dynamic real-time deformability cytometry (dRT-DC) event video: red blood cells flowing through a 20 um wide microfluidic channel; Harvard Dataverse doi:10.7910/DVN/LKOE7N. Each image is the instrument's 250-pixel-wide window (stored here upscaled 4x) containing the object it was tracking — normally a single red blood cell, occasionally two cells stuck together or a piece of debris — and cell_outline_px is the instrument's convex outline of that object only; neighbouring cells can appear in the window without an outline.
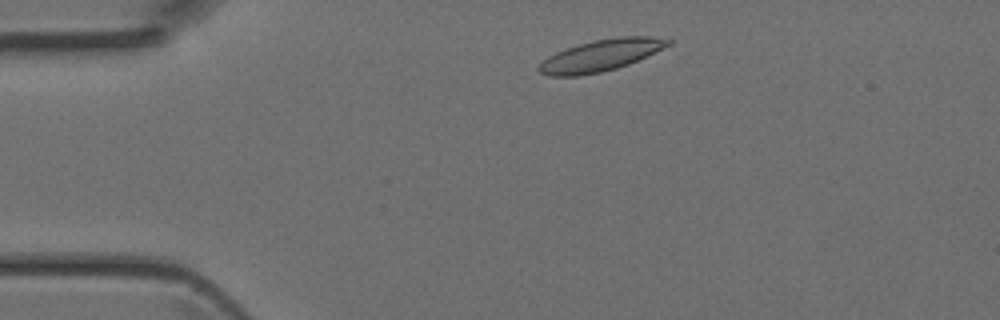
{"species": "Egyptian fruit bat (a non-hibernating species)", "species_latin": "Rousettus aegyptiacus", "temperature_condition": "room temperature", "stored_images_in_passage": 38, "camera_frame_rate_fps": 3000, "um_per_image_px": 0.085, "animal": {"sex": "female"}, "frame": {"image": 1, "passage_image": 3, "time_ms": 0.667, "image_size_px": [1000, 320], "cell_outline_px": [[672, 44], [628, 64], [616, 68], [600, 72], [576, 76], [548, 76], [540, 72], [536, 68], [548, 56], [556, 52], [580, 44], [596, 40], [616, 36], [652, 36], [672, 40]], "centroid_in_image_um": [51.07, 4.7], "position_along_channel_um": 33.9, "area_um2": 23.47}}
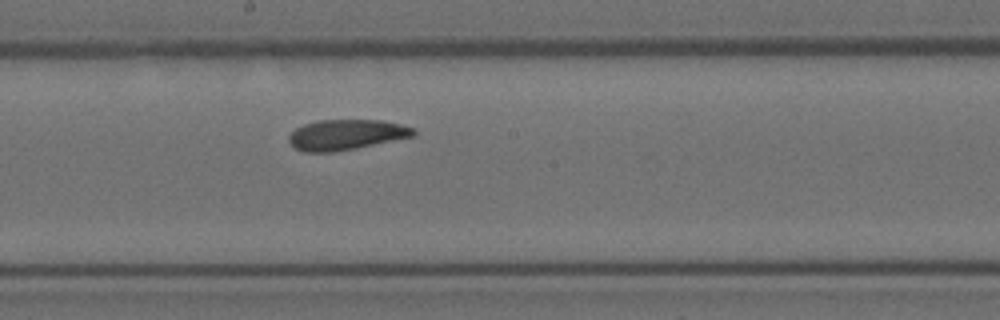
{"frame": {"image": 2, "passage_image": 18, "time_ms": 5.667, "image_size_px": [1000, 320], "cell_outline_px": [[416, 136], [356, 148], [332, 152], [304, 152], [296, 148], [288, 140], [288, 136], [296, 128], [304, 124], [316, 120], [380, 120], [400, 124], [416, 128]], "centroid_in_image_um": [29.45, 11.44], "position_along_channel_um": 218.7, "area_um2": 22.14}}
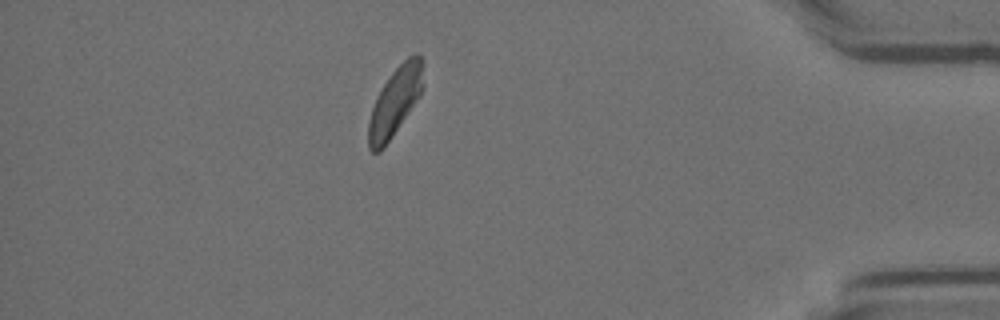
{"frame": {"image": 3, "passage_image": 33, "time_ms": 10.667, "image_size_px": [1000, 320], "cell_outline_px": [[424, 88], [420, 96], [384, 148], [380, 152], [372, 152], [368, 148], [368, 120], [376, 96], [392, 72], [408, 56], [420, 56], [424, 60]], "centroid_in_image_um": [33.59, 8.64], "position_along_channel_um": 401.6, "area_um2": 21.96}}